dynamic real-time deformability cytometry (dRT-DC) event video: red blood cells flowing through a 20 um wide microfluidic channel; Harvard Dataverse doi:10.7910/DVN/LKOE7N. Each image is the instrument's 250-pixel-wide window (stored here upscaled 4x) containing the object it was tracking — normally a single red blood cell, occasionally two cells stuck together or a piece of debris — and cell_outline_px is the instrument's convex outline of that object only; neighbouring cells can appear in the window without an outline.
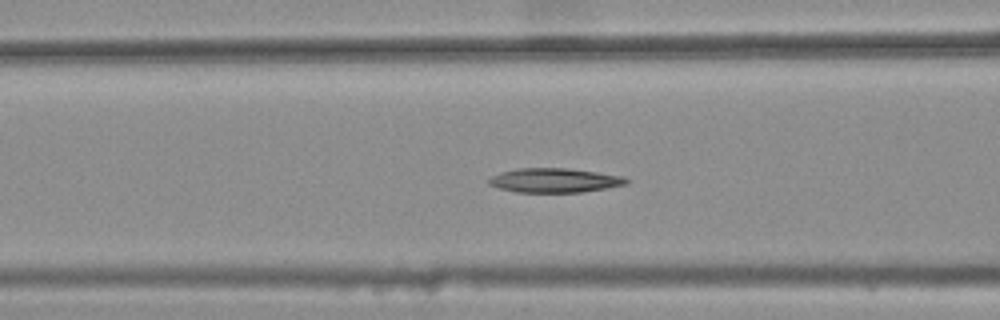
{"species": "common noctule bat (a hibernating species)", "species_latin": "Nyctalus noctula", "temperature_condition": "warm", "stored_images_in_passage": 46, "camera_frame_rate_fps": 3000, "um_per_image_px": 0.085, "animal": {"sex": "female", "body_mass_g": 25.1}, "frame": {"image": 1, "passage_image": 21, "time_ms": 6.667, "image_size_px": [1000, 320], "cell_outline_px": [[632, 180], [628, 184], [608, 188], [580, 192], [516, 192], [500, 188], [488, 184], [488, 180], [492, 176], [500, 172], [516, 168], [568, 168], [624, 176]], "centroid_in_image_um": [47.18, 15.32], "position_along_channel_um": 119.4, "area_um2": 19.59}}
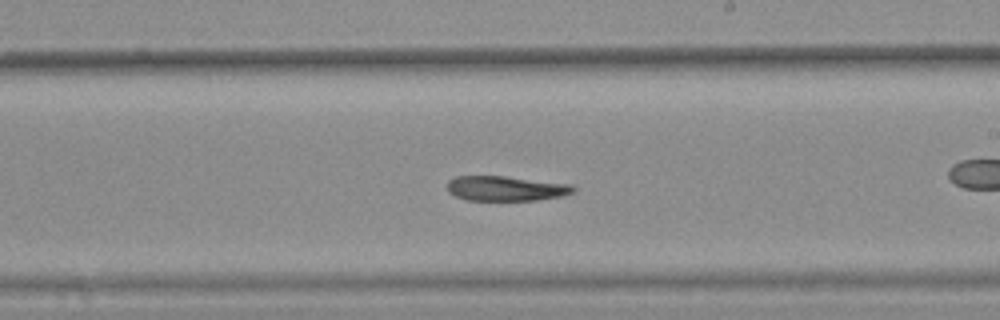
{"frame": {"image": 2, "passage_image": 31, "time_ms": 10.0, "image_size_px": [1000, 320], "cell_outline_px": [[576, 192], [564, 196], [536, 200], [464, 200], [448, 192], [448, 180], [456, 176], [504, 176], [572, 184], [576, 188]], "centroid_in_image_um": [43.04, 16.02], "position_along_channel_um": 246.0, "area_um2": 18.44}}
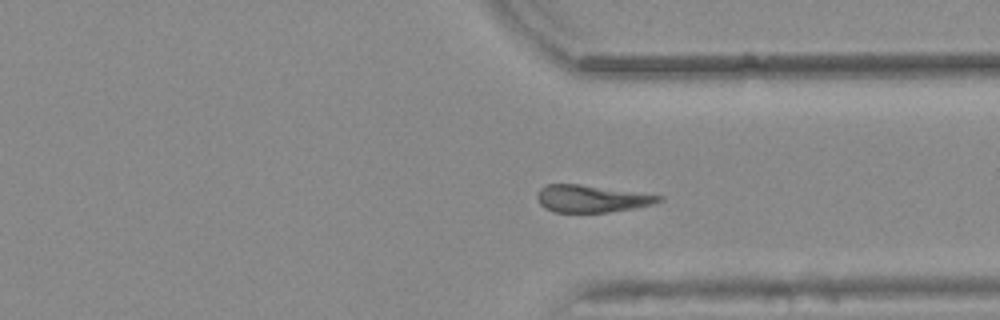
{"frame": {"image": 3, "passage_image": 40, "time_ms": 13.0, "image_size_px": [1000, 320], "cell_outline_px": [[664, 200], [652, 204], [636, 208], [608, 212], [556, 212], [544, 208], [540, 204], [536, 196], [540, 188], [548, 184], [580, 184], [664, 196]], "centroid_in_image_um": [50.28, 16.89], "position_along_channel_um": 361.1, "area_um2": 19.25}, "authors_computed_cell_mechanics": {"area_um2": 20.4323, "velocity_mm_per_s": 3.8154, "shape_relaxation_time_tau1_ms": 8.1664, "shape_relaxation_time_tau2_ms": null, "deformation_change_tau1": 0.1344, "deformation_change_tau2": null}}